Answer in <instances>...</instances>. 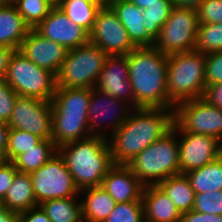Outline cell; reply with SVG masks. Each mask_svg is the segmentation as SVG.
I'll return each mask as SVG.
<instances>
[{"label":"cell","mask_w":222,"mask_h":222,"mask_svg":"<svg viewBox=\"0 0 222 222\" xmlns=\"http://www.w3.org/2000/svg\"><path fill=\"white\" fill-rule=\"evenodd\" d=\"M203 98L212 106L222 110V82L208 85Z\"/></svg>","instance_id":"obj_43"},{"label":"cell","mask_w":222,"mask_h":222,"mask_svg":"<svg viewBox=\"0 0 222 222\" xmlns=\"http://www.w3.org/2000/svg\"><path fill=\"white\" fill-rule=\"evenodd\" d=\"M101 186L116 203L142 201L144 185L127 165H114L104 176Z\"/></svg>","instance_id":"obj_18"},{"label":"cell","mask_w":222,"mask_h":222,"mask_svg":"<svg viewBox=\"0 0 222 222\" xmlns=\"http://www.w3.org/2000/svg\"><path fill=\"white\" fill-rule=\"evenodd\" d=\"M91 88H56L52 98V114L88 117Z\"/></svg>","instance_id":"obj_25"},{"label":"cell","mask_w":222,"mask_h":222,"mask_svg":"<svg viewBox=\"0 0 222 222\" xmlns=\"http://www.w3.org/2000/svg\"><path fill=\"white\" fill-rule=\"evenodd\" d=\"M33 192L38 205L56 198L77 197L79 189L63 158L57 152L49 161L30 173Z\"/></svg>","instance_id":"obj_10"},{"label":"cell","mask_w":222,"mask_h":222,"mask_svg":"<svg viewBox=\"0 0 222 222\" xmlns=\"http://www.w3.org/2000/svg\"><path fill=\"white\" fill-rule=\"evenodd\" d=\"M127 166L144 186L158 185L170 176L179 175V143L176 130L172 128L141 151Z\"/></svg>","instance_id":"obj_5"},{"label":"cell","mask_w":222,"mask_h":222,"mask_svg":"<svg viewBox=\"0 0 222 222\" xmlns=\"http://www.w3.org/2000/svg\"><path fill=\"white\" fill-rule=\"evenodd\" d=\"M76 197L56 198L40 204L51 222H84L82 205ZM79 202V203H77Z\"/></svg>","instance_id":"obj_29"},{"label":"cell","mask_w":222,"mask_h":222,"mask_svg":"<svg viewBox=\"0 0 222 222\" xmlns=\"http://www.w3.org/2000/svg\"><path fill=\"white\" fill-rule=\"evenodd\" d=\"M126 107L127 109H125ZM132 110L133 108L127 102L116 99L107 93L96 89L95 87L91 88L90 104L87 117L90 133L93 136H103L108 138L107 134L104 133V130L107 128L105 123L107 126L111 124L110 126L112 127L110 130L113 134L127 120L129 114L131 113L130 111Z\"/></svg>","instance_id":"obj_13"},{"label":"cell","mask_w":222,"mask_h":222,"mask_svg":"<svg viewBox=\"0 0 222 222\" xmlns=\"http://www.w3.org/2000/svg\"><path fill=\"white\" fill-rule=\"evenodd\" d=\"M95 88L123 100L135 108V97L129 81L127 55H108Z\"/></svg>","instance_id":"obj_15"},{"label":"cell","mask_w":222,"mask_h":222,"mask_svg":"<svg viewBox=\"0 0 222 222\" xmlns=\"http://www.w3.org/2000/svg\"><path fill=\"white\" fill-rule=\"evenodd\" d=\"M206 54L195 50L167 58L168 109L179 103L203 98L206 92Z\"/></svg>","instance_id":"obj_4"},{"label":"cell","mask_w":222,"mask_h":222,"mask_svg":"<svg viewBox=\"0 0 222 222\" xmlns=\"http://www.w3.org/2000/svg\"><path fill=\"white\" fill-rule=\"evenodd\" d=\"M77 25L91 32L96 15L101 8L89 0H63L58 6Z\"/></svg>","instance_id":"obj_30"},{"label":"cell","mask_w":222,"mask_h":222,"mask_svg":"<svg viewBox=\"0 0 222 222\" xmlns=\"http://www.w3.org/2000/svg\"><path fill=\"white\" fill-rule=\"evenodd\" d=\"M158 186L174 202L181 213L193 210L196 193L185 174L170 176L161 181Z\"/></svg>","instance_id":"obj_26"},{"label":"cell","mask_w":222,"mask_h":222,"mask_svg":"<svg viewBox=\"0 0 222 222\" xmlns=\"http://www.w3.org/2000/svg\"><path fill=\"white\" fill-rule=\"evenodd\" d=\"M204 0H172V4L177 7L197 8Z\"/></svg>","instance_id":"obj_48"},{"label":"cell","mask_w":222,"mask_h":222,"mask_svg":"<svg viewBox=\"0 0 222 222\" xmlns=\"http://www.w3.org/2000/svg\"><path fill=\"white\" fill-rule=\"evenodd\" d=\"M29 30L14 4L0 7V45L19 50Z\"/></svg>","instance_id":"obj_22"},{"label":"cell","mask_w":222,"mask_h":222,"mask_svg":"<svg viewBox=\"0 0 222 222\" xmlns=\"http://www.w3.org/2000/svg\"><path fill=\"white\" fill-rule=\"evenodd\" d=\"M199 24L195 8L174 6L153 46L167 56L193 51Z\"/></svg>","instance_id":"obj_8"},{"label":"cell","mask_w":222,"mask_h":222,"mask_svg":"<svg viewBox=\"0 0 222 222\" xmlns=\"http://www.w3.org/2000/svg\"><path fill=\"white\" fill-rule=\"evenodd\" d=\"M174 109L133 108L127 120L108 138L114 164L127 165L141 151L167 134Z\"/></svg>","instance_id":"obj_1"},{"label":"cell","mask_w":222,"mask_h":222,"mask_svg":"<svg viewBox=\"0 0 222 222\" xmlns=\"http://www.w3.org/2000/svg\"><path fill=\"white\" fill-rule=\"evenodd\" d=\"M118 16L135 47H151L154 39L146 32L143 11L129 0H111L109 5Z\"/></svg>","instance_id":"obj_19"},{"label":"cell","mask_w":222,"mask_h":222,"mask_svg":"<svg viewBox=\"0 0 222 222\" xmlns=\"http://www.w3.org/2000/svg\"><path fill=\"white\" fill-rule=\"evenodd\" d=\"M0 222H18V214L8 211L6 208H0Z\"/></svg>","instance_id":"obj_47"},{"label":"cell","mask_w":222,"mask_h":222,"mask_svg":"<svg viewBox=\"0 0 222 222\" xmlns=\"http://www.w3.org/2000/svg\"><path fill=\"white\" fill-rule=\"evenodd\" d=\"M18 222H51L40 205L18 215Z\"/></svg>","instance_id":"obj_42"},{"label":"cell","mask_w":222,"mask_h":222,"mask_svg":"<svg viewBox=\"0 0 222 222\" xmlns=\"http://www.w3.org/2000/svg\"><path fill=\"white\" fill-rule=\"evenodd\" d=\"M194 50L203 54L222 51V24H199Z\"/></svg>","instance_id":"obj_32"},{"label":"cell","mask_w":222,"mask_h":222,"mask_svg":"<svg viewBox=\"0 0 222 222\" xmlns=\"http://www.w3.org/2000/svg\"><path fill=\"white\" fill-rule=\"evenodd\" d=\"M57 152L79 190L101 186L104 176L115 165L108 139L103 136L62 144L57 147Z\"/></svg>","instance_id":"obj_3"},{"label":"cell","mask_w":222,"mask_h":222,"mask_svg":"<svg viewBox=\"0 0 222 222\" xmlns=\"http://www.w3.org/2000/svg\"><path fill=\"white\" fill-rule=\"evenodd\" d=\"M4 4H14L17 0H1Z\"/></svg>","instance_id":"obj_51"},{"label":"cell","mask_w":222,"mask_h":222,"mask_svg":"<svg viewBox=\"0 0 222 222\" xmlns=\"http://www.w3.org/2000/svg\"><path fill=\"white\" fill-rule=\"evenodd\" d=\"M100 7H108L110 5L111 0H89Z\"/></svg>","instance_id":"obj_49"},{"label":"cell","mask_w":222,"mask_h":222,"mask_svg":"<svg viewBox=\"0 0 222 222\" xmlns=\"http://www.w3.org/2000/svg\"><path fill=\"white\" fill-rule=\"evenodd\" d=\"M43 138L20 129H9L7 161L12 162L18 155L39 144Z\"/></svg>","instance_id":"obj_33"},{"label":"cell","mask_w":222,"mask_h":222,"mask_svg":"<svg viewBox=\"0 0 222 222\" xmlns=\"http://www.w3.org/2000/svg\"><path fill=\"white\" fill-rule=\"evenodd\" d=\"M57 153V146L52 140L43 139L35 147L18 155L12 163L21 173H32L49 161Z\"/></svg>","instance_id":"obj_28"},{"label":"cell","mask_w":222,"mask_h":222,"mask_svg":"<svg viewBox=\"0 0 222 222\" xmlns=\"http://www.w3.org/2000/svg\"><path fill=\"white\" fill-rule=\"evenodd\" d=\"M206 85L222 82V51L206 54Z\"/></svg>","instance_id":"obj_39"},{"label":"cell","mask_w":222,"mask_h":222,"mask_svg":"<svg viewBox=\"0 0 222 222\" xmlns=\"http://www.w3.org/2000/svg\"><path fill=\"white\" fill-rule=\"evenodd\" d=\"M177 136L181 137L178 140L180 174L201 168L222 155V142L213 136L186 132H177Z\"/></svg>","instance_id":"obj_14"},{"label":"cell","mask_w":222,"mask_h":222,"mask_svg":"<svg viewBox=\"0 0 222 222\" xmlns=\"http://www.w3.org/2000/svg\"><path fill=\"white\" fill-rule=\"evenodd\" d=\"M185 175L196 194L222 190V155L211 163L191 170Z\"/></svg>","instance_id":"obj_27"},{"label":"cell","mask_w":222,"mask_h":222,"mask_svg":"<svg viewBox=\"0 0 222 222\" xmlns=\"http://www.w3.org/2000/svg\"><path fill=\"white\" fill-rule=\"evenodd\" d=\"M5 81L19 95L52 101L56 90V76L37 66L20 50L12 55Z\"/></svg>","instance_id":"obj_7"},{"label":"cell","mask_w":222,"mask_h":222,"mask_svg":"<svg viewBox=\"0 0 222 222\" xmlns=\"http://www.w3.org/2000/svg\"><path fill=\"white\" fill-rule=\"evenodd\" d=\"M53 7L59 6L63 0H47Z\"/></svg>","instance_id":"obj_50"},{"label":"cell","mask_w":222,"mask_h":222,"mask_svg":"<svg viewBox=\"0 0 222 222\" xmlns=\"http://www.w3.org/2000/svg\"><path fill=\"white\" fill-rule=\"evenodd\" d=\"M140 9H146L153 4H172V0H129Z\"/></svg>","instance_id":"obj_46"},{"label":"cell","mask_w":222,"mask_h":222,"mask_svg":"<svg viewBox=\"0 0 222 222\" xmlns=\"http://www.w3.org/2000/svg\"><path fill=\"white\" fill-rule=\"evenodd\" d=\"M29 60L55 76L58 75L68 50L59 43L44 38L30 29L19 49Z\"/></svg>","instance_id":"obj_17"},{"label":"cell","mask_w":222,"mask_h":222,"mask_svg":"<svg viewBox=\"0 0 222 222\" xmlns=\"http://www.w3.org/2000/svg\"><path fill=\"white\" fill-rule=\"evenodd\" d=\"M196 10L200 24H222V0H204Z\"/></svg>","instance_id":"obj_37"},{"label":"cell","mask_w":222,"mask_h":222,"mask_svg":"<svg viewBox=\"0 0 222 222\" xmlns=\"http://www.w3.org/2000/svg\"><path fill=\"white\" fill-rule=\"evenodd\" d=\"M104 222H145L142 201L116 203Z\"/></svg>","instance_id":"obj_35"},{"label":"cell","mask_w":222,"mask_h":222,"mask_svg":"<svg viewBox=\"0 0 222 222\" xmlns=\"http://www.w3.org/2000/svg\"><path fill=\"white\" fill-rule=\"evenodd\" d=\"M16 49L0 45V82L5 81L10 59Z\"/></svg>","instance_id":"obj_44"},{"label":"cell","mask_w":222,"mask_h":222,"mask_svg":"<svg viewBox=\"0 0 222 222\" xmlns=\"http://www.w3.org/2000/svg\"><path fill=\"white\" fill-rule=\"evenodd\" d=\"M3 5H4V3L0 0V7L3 6Z\"/></svg>","instance_id":"obj_52"},{"label":"cell","mask_w":222,"mask_h":222,"mask_svg":"<svg viewBox=\"0 0 222 222\" xmlns=\"http://www.w3.org/2000/svg\"><path fill=\"white\" fill-rule=\"evenodd\" d=\"M9 126L7 123L0 121V159L7 161V142Z\"/></svg>","instance_id":"obj_45"},{"label":"cell","mask_w":222,"mask_h":222,"mask_svg":"<svg viewBox=\"0 0 222 222\" xmlns=\"http://www.w3.org/2000/svg\"><path fill=\"white\" fill-rule=\"evenodd\" d=\"M180 222H222V215L199 213L191 210L181 213Z\"/></svg>","instance_id":"obj_41"},{"label":"cell","mask_w":222,"mask_h":222,"mask_svg":"<svg viewBox=\"0 0 222 222\" xmlns=\"http://www.w3.org/2000/svg\"><path fill=\"white\" fill-rule=\"evenodd\" d=\"M1 206L18 215L38 206L30 174L21 172L15 174L11 187L1 201Z\"/></svg>","instance_id":"obj_23"},{"label":"cell","mask_w":222,"mask_h":222,"mask_svg":"<svg viewBox=\"0 0 222 222\" xmlns=\"http://www.w3.org/2000/svg\"><path fill=\"white\" fill-rule=\"evenodd\" d=\"M14 5L30 29H35L53 8L47 0H17Z\"/></svg>","instance_id":"obj_31"},{"label":"cell","mask_w":222,"mask_h":222,"mask_svg":"<svg viewBox=\"0 0 222 222\" xmlns=\"http://www.w3.org/2000/svg\"><path fill=\"white\" fill-rule=\"evenodd\" d=\"M89 43L100 47L107 55H128L136 48L110 6L99 9L89 33Z\"/></svg>","instance_id":"obj_12"},{"label":"cell","mask_w":222,"mask_h":222,"mask_svg":"<svg viewBox=\"0 0 222 222\" xmlns=\"http://www.w3.org/2000/svg\"><path fill=\"white\" fill-rule=\"evenodd\" d=\"M173 111L176 132L206 134L222 142V110L204 98L179 103Z\"/></svg>","instance_id":"obj_9"},{"label":"cell","mask_w":222,"mask_h":222,"mask_svg":"<svg viewBox=\"0 0 222 222\" xmlns=\"http://www.w3.org/2000/svg\"><path fill=\"white\" fill-rule=\"evenodd\" d=\"M52 123V141L57 147L93 136L87 118L82 115L52 114Z\"/></svg>","instance_id":"obj_21"},{"label":"cell","mask_w":222,"mask_h":222,"mask_svg":"<svg viewBox=\"0 0 222 222\" xmlns=\"http://www.w3.org/2000/svg\"><path fill=\"white\" fill-rule=\"evenodd\" d=\"M107 56L91 43L68 50L56 76V88H94Z\"/></svg>","instance_id":"obj_6"},{"label":"cell","mask_w":222,"mask_h":222,"mask_svg":"<svg viewBox=\"0 0 222 222\" xmlns=\"http://www.w3.org/2000/svg\"><path fill=\"white\" fill-rule=\"evenodd\" d=\"M7 125L52 140V102L18 96Z\"/></svg>","instance_id":"obj_11"},{"label":"cell","mask_w":222,"mask_h":222,"mask_svg":"<svg viewBox=\"0 0 222 222\" xmlns=\"http://www.w3.org/2000/svg\"><path fill=\"white\" fill-rule=\"evenodd\" d=\"M18 171L12 162L0 161V202L4 199Z\"/></svg>","instance_id":"obj_40"},{"label":"cell","mask_w":222,"mask_h":222,"mask_svg":"<svg viewBox=\"0 0 222 222\" xmlns=\"http://www.w3.org/2000/svg\"><path fill=\"white\" fill-rule=\"evenodd\" d=\"M84 193L81 199L82 217L84 222H104L116 205L115 200L102 186L88 187L79 191Z\"/></svg>","instance_id":"obj_24"},{"label":"cell","mask_w":222,"mask_h":222,"mask_svg":"<svg viewBox=\"0 0 222 222\" xmlns=\"http://www.w3.org/2000/svg\"><path fill=\"white\" fill-rule=\"evenodd\" d=\"M35 30L44 38L59 43L67 50L89 43V33L72 22L58 6L50 10Z\"/></svg>","instance_id":"obj_16"},{"label":"cell","mask_w":222,"mask_h":222,"mask_svg":"<svg viewBox=\"0 0 222 222\" xmlns=\"http://www.w3.org/2000/svg\"><path fill=\"white\" fill-rule=\"evenodd\" d=\"M193 210L199 213L222 215V190L195 194Z\"/></svg>","instance_id":"obj_36"},{"label":"cell","mask_w":222,"mask_h":222,"mask_svg":"<svg viewBox=\"0 0 222 222\" xmlns=\"http://www.w3.org/2000/svg\"><path fill=\"white\" fill-rule=\"evenodd\" d=\"M127 57L135 108L168 109V56L151 46L136 47Z\"/></svg>","instance_id":"obj_2"},{"label":"cell","mask_w":222,"mask_h":222,"mask_svg":"<svg viewBox=\"0 0 222 222\" xmlns=\"http://www.w3.org/2000/svg\"><path fill=\"white\" fill-rule=\"evenodd\" d=\"M18 96L6 81L0 82V121L9 122Z\"/></svg>","instance_id":"obj_38"},{"label":"cell","mask_w":222,"mask_h":222,"mask_svg":"<svg viewBox=\"0 0 222 222\" xmlns=\"http://www.w3.org/2000/svg\"><path fill=\"white\" fill-rule=\"evenodd\" d=\"M173 7V4H153L142 10L144 27L154 40L159 36L160 29L170 16Z\"/></svg>","instance_id":"obj_34"},{"label":"cell","mask_w":222,"mask_h":222,"mask_svg":"<svg viewBox=\"0 0 222 222\" xmlns=\"http://www.w3.org/2000/svg\"><path fill=\"white\" fill-rule=\"evenodd\" d=\"M142 203L145 222H180L181 212L158 185L144 186Z\"/></svg>","instance_id":"obj_20"}]
</instances>
